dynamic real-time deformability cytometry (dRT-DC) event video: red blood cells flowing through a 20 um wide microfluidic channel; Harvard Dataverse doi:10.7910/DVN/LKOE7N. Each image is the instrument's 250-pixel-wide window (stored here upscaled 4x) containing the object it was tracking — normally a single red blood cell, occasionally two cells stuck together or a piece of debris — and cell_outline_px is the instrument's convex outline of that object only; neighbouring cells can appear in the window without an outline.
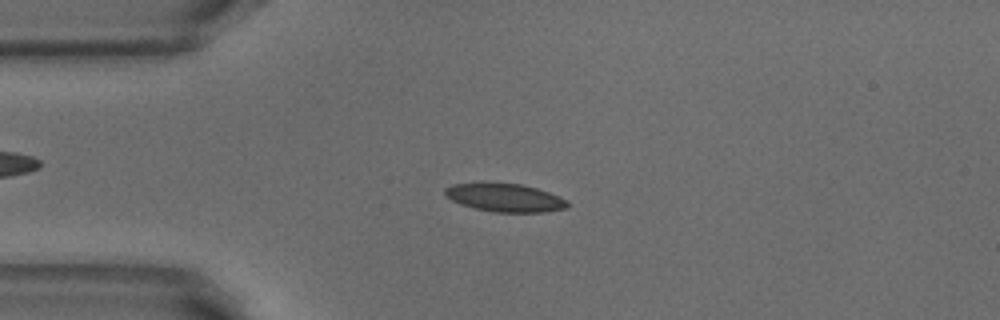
{"species": "common noctule bat (a hibernating species)", "species_latin": "Nyctalus noctula", "temperature_condition": "warm", "stored_images_in_passage": 49, "camera_frame_rate_fps": 3000, "um_per_image_px": 0.085, "animal": {"sex": "male", "body_mass_g": 18.8}, "frame": {"image": 1, "passage_image": 10, "time_ms": 3.0, "image_size_px": [1000, 320], "cell_outline_px": [[568, 208], [544, 212], [496, 212], [476, 208], [460, 204], [444, 196], [444, 188], [452, 184], [480, 180], [488, 180], [520, 184], [536, 188], [548, 192], [564, 200], [568, 204]], "centroid_in_image_um": [42.8, 16.75], "position_along_channel_um": 42.2, "area_um2": 20.69}}
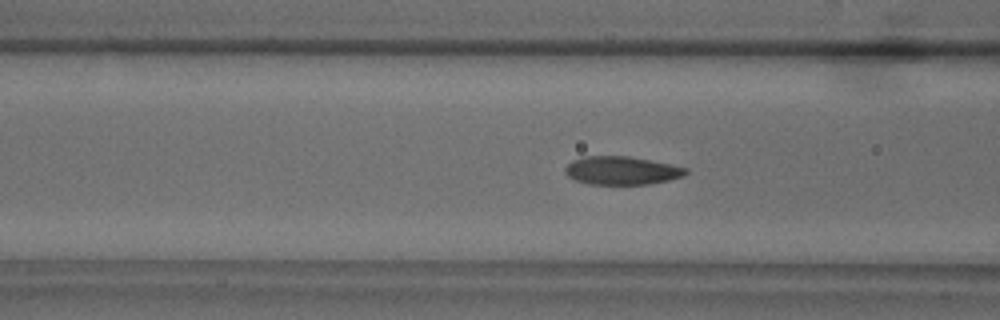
{"frame": {"image": 2, "passage_image": 17, "time_ms": 5.333, "image_size_px": [1000, 320], "cell_outline_px": [[688, 172], [684, 176], [668, 180], [648, 184], [588, 184], [576, 180], [568, 176], [564, 172], [564, 168], [572, 160], [584, 156], [628, 156], [688, 168]], "centroid_in_image_um": [52.81, 14.49], "position_along_channel_um": 113.8, "area_um2": 19.77}}
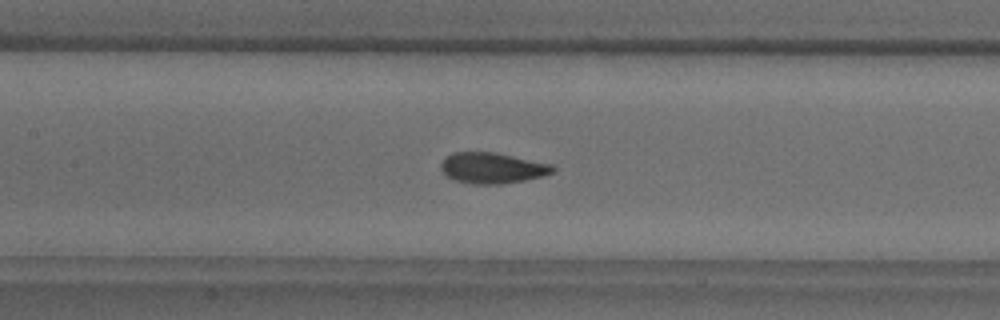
{"frame": {"image": 3, "passage_image": 21, "time_ms": 6.667, "image_size_px": [1000, 320], "cell_outline_px": [[556, 172], [544, 176], [524, 180], [500, 184], [472, 184], [456, 180], [448, 176], [440, 168], [440, 164], [444, 156], [452, 152], [496, 152], [552, 164], [556, 168]], "centroid_in_image_um": [41.86, 14.27], "position_along_channel_um": 165.5, "area_um2": 20.29}, "authors_computed_cell_mechanics": {"area_um2": 20.0566, "velocity_mm_per_s": 3.8621, "shape_relaxation_time_tau1_ms": 3.3483, "shape_relaxation_time_tau2_ms": 1.0896, "deformation_change_tau1": 0.145, "deformation_change_tau2": 0.0586}}